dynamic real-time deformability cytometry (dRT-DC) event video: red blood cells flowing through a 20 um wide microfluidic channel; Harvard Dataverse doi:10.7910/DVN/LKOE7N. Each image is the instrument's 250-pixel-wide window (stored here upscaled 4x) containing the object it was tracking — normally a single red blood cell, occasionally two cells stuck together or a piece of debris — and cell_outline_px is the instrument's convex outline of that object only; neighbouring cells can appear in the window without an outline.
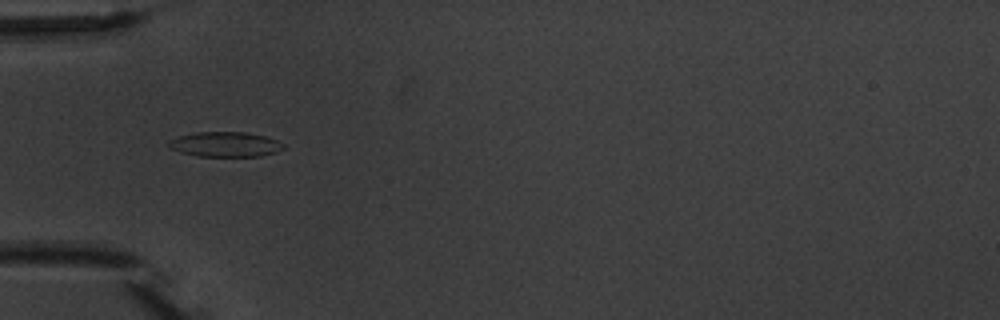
{"species": "common noctule bat (a hibernating species)", "species_latin": "Nyctalus noctula", "temperature_condition": "warm", "stored_images_in_passage": 9, "camera_frame_rate_fps": 3000, "um_per_image_px": 0.085, "animal": {"sex": "male", "body_mass_g": 20.1, "forearm_length_mm": 53.5}, "frame": {"image": 1, "passage_image": 6, "time_ms": 5.667, "image_size_px": [1000, 320], "cell_outline_px": [[284, 148], [276, 152], [260, 156], [196, 156], [180, 152], [172, 148], [168, 144], [168, 140], [180, 136], [196, 132], [248, 132], [264, 136], [276, 140], [284, 144]], "centroid_in_image_um": [19.15, 12.27], "position_along_channel_um": 65.8, "area_um2": 16.59}}
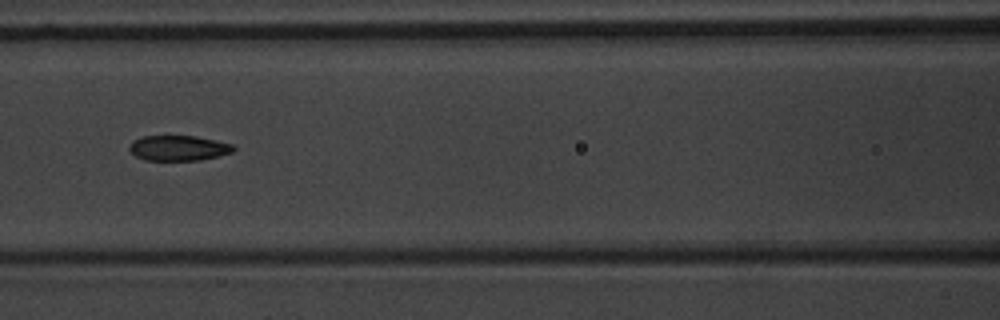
{"frame": {"image": 2, "passage_image": 8, "time_ms": 8.0, "image_size_px": [1000, 320], "cell_outline_px": [[236, 148], [232, 152], [200, 160], [144, 160], [136, 156], [128, 148], [132, 140], [144, 136], [196, 136], [216, 140], [232, 144]], "centroid_in_image_um": [15.16, 12.58], "position_along_channel_um": 151.4, "area_um2": 15.26}}
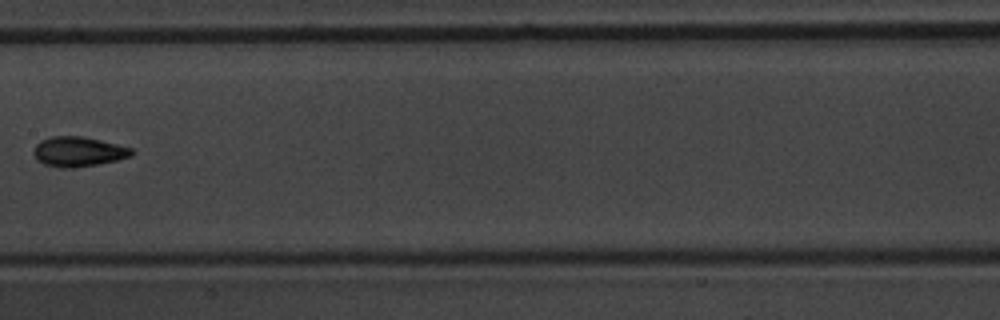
{"frame": {"image": 3, "passage_image": 9, "time_ms": 9.333, "image_size_px": [1000, 320], "cell_outline_px": [[136, 152], [132, 156], [116, 160], [96, 164], [72, 168], [60, 168], [44, 164], [36, 160], [32, 152], [36, 144], [40, 140], [52, 136], [84, 136], [132, 148]], "centroid_in_image_um": [6.63, 12.89], "position_along_channel_um": 200.8, "area_um2": 17.17}}